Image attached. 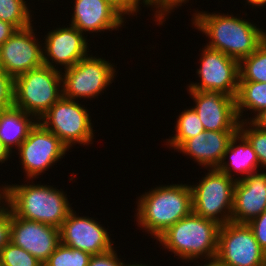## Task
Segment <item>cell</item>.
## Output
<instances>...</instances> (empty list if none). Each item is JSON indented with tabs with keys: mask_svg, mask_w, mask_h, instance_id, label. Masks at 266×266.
I'll return each mask as SVG.
<instances>
[{
	"mask_svg": "<svg viewBox=\"0 0 266 266\" xmlns=\"http://www.w3.org/2000/svg\"><path fill=\"white\" fill-rule=\"evenodd\" d=\"M27 182V184L25 183ZM4 204L17 216L58 229L72 210L67 193L48 184L28 179L22 184H4Z\"/></svg>",
	"mask_w": 266,
	"mask_h": 266,
	"instance_id": "3",
	"label": "cell"
},
{
	"mask_svg": "<svg viewBox=\"0 0 266 266\" xmlns=\"http://www.w3.org/2000/svg\"><path fill=\"white\" fill-rule=\"evenodd\" d=\"M216 258L226 266H261L265 251L247 223L220 226Z\"/></svg>",
	"mask_w": 266,
	"mask_h": 266,
	"instance_id": "11",
	"label": "cell"
},
{
	"mask_svg": "<svg viewBox=\"0 0 266 266\" xmlns=\"http://www.w3.org/2000/svg\"><path fill=\"white\" fill-rule=\"evenodd\" d=\"M116 251L114 247L108 252L92 255L88 266H122L124 260L118 257Z\"/></svg>",
	"mask_w": 266,
	"mask_h": 266,
	"instance_id": "33",
	"label": "cell"
},
{
	"mask_svg": "<svg viewBox=\"0 0 266 266\" xmlns=\"http://www.w3.org/2000/svg\"><path fill=\"white\" fill-rule=\"evenodd\" d=\"M79 101L62 96L38 120L45 128L54 133L67 147L76 144H93L95 130L89 110Z\"/></svg>",
	"mask_w": 266,
	"mask_h": 266,
	"instance_id": "6",
	"label": "cell"
},
{
	"mask_svg": "<svg viewBox=\"0 0 266 266\" xmlns=\"http://www.w3.org/2000/svg\"><path fill=\"white\" fill-rule=\"evenodd\" d=\"M1 266H43L34 256L9 242L0 250Z\"/></svg>",
	"mask_w": 266,
	"mask_h": 266,
	"instance_id": "28",
	"label": "cell"
},
{
	"mask_svg": "<svg viewBox=\"0 0 266 266\" xmlns=\"http://www.w3.org/2000/svg\"><path fill=\"white\" fill-rule=\"evenodd\" d=\"M188 1L189 0H149V8L154 10L153 18H155V23L159 26L163 25L166 19L169 18V15L172 14L171 12H174V10H176L175 8H180Z\"/></svg>",
	"mask_w": 266,
	"mask_h": 266,
	"instance_id": "29",
	"label": "cell"
},
{
	"mask_svg": "<svg viewBox=\"0 0 266 266\" xmlns=\"http://www.w3.org/2000/svg\"><path fill=\"white\" fill-rule=\"evenodd\" d=\"M111 4L125 19L129 16H137L143 7L149 8V0H106Z\"/></svg>",
	"mask_w": 266,
	"mask_h": 266,
	"instance_id": "31",
	"label": "cell"
},
{
	"mask_svg": "<svg viewBox=\"0 0 266 266\" xmlns=\"http://www.w3.org/2000/svg\"><path fill=\"white\" fill-rule=\"evenodd\" d=\"M18 29L0 19V46L9 39Z\"/></svg>",
	"mask_w": 266,
	"mask_h": 266,
	"instance_id": "35",
	"label": "cell"
},
{
	"mask_svg": "<svg viewBox=\"0 0 266 266\" xmlns=\"http://www.w3.org/2000/svg\"><path fill=\"white\" fill-rule=\"evenodd\" d=\"M235 101L240 122L251 120L258 112L266 108V82L239 81ZM246 110L251 111L250 114L253 113L250 115L252 117L245 118Z\"/></svg>",
	"mask_w": 266,
	"mask_h": 266,
	"instance_id": "22",
	"label": "cell"
},
{
	"mask_svg": "<svg viewBox=\"0 0 266 266\" xmlns=\"http://www.w3.org/2000/svg\"><path fill=\"white\" fill-rule=\"evenodd\" d=\"M11 238V210L3 204L0 207V250L3 249Z\"/></svg>",
	"mask_w": 266,
	"mask_h": 266,
	"instance_id": "32",
	"label": "cell"
},
{
	"mask_svg": "<svg viewBox=\"0 0 266 266\" xmlns=\"http://www.w3.org/2000/svg\"><path fill=\"white\" fill-rule=\"evenodd\" d=\"M44 36L43 61L52 69L62 72L89 55L91 44H88V35L85 36L71 24L54 27Z\"/></svg>",
	"mask_w": 266,
	"mask_h": 266,
	"instance_id": "12",
	"label": "cell"
},
{
	"mask_svg": "<svg viewBox=\"0 0 266 266\" xmlns=\"http://www.w3.org/2000/svg\"><path fill=\"white\" fill-rule=\"evenodd\" d=\"M195 261L198 263L196 266H226L224 263L220 262L217 258L205 259L204 261L202 260V262H204L205 264H203V263L201 264L197 260H189V261H185V263H187V262L193 263Z\"/></svg>",
	"mask_w": 266,
	"mask_h": 266,
	"instance_id": "37",
	"label": "cell"
},
{
	"mask_svg": "<svg viewBox=\"0 0 266 266\" xmlns=\"http://www.w3.org/2000/svg\"><path fill=\"white\" fill-rule=\"evenodd\" d=\"M247 224L253 230L256 241L266 252V210Z\"/></svg>",
	"mask_w": 266,
	"mask_h": 266,
	"instance_id": "34",
	"label": "cell"
},
{
	"mask_svg": "<svg viewBox=\"0 0 266 266\" xmlns=\"http://www.w3.org/2000/svg\"><path fill=\"white\" fill-rule=\"evenodd\" d=\"M62 96V74L49 66H40L14 79V106L37 120Z\"/></svg>",
	"mask_w": 266,
	"mask_h": 266,
	"instance_id": "5",
	"label": "cell"
},
{
	"mask_svg": "<svg viewBox=\"0 0 266 266\" xmlns=\"http://www.w3.org/2000/svg\"><path fill=\"white\" fill-rule=\"evenodd\" d=\"M220 224L202 218L194 212L168 227L155 240L163 250L178 259L204 260L216 258Z\"/></svg>",
	"mask_w": 266,
	"mask_h": 266,
	"instance_id": "4",
	"label": "cell"
},
{
	"mask_svg": "<svg viewBox=\"0 0 266 266\" xmlns=\"http://www.w3.org/2000/svg\"><path fill=\"white\" fill-rule=\"evenodd\" d=\"M27 2L28 0H0V19L17 29L29 27L34 20L30 3Z\"/></svg>",
	"mask_w": 266,
	"mask_h": 266,
	"instance_id": "25",
	"label": "cell"
},
{
	"mask_svg": "<svg viewBox=\"0 0 266 266\" xmlns=\"http://www.w3.org/2000/svg\"><path fill=\"white\" fill-rule=\"evenodd\" d=\"M97 218L79 216L72 209L63 221L60 231V243L91 255L102 254L114 248L108 228L96 221Z\"/></svg>",
	"mask_w": 266,
	"mask_h": 266,
	"instance_id": "14",
	"label": "cell"
},
{
	"mask_svg": "<svg viewBox=\"0 0 266 266\" xmlns=\"http://www.w3.org/2000/svg\"><path fill=\"white\" fill-rule=\"evenodd\" d=\"M11 158V152L4 146V144L0 140V164L2 165L5 162L7 164V161H10Z\"/></svg>",
	"mask_w": 266,
	"mask_h": 266,
	"instance_id": "38",
	"label": "cell"
},
{
	"mask_svg": "<svg viewBox=\"0 0 266 266\" xmlns=\"http://www.w3.org/2000/svg\"><path fill=\"white\" fill-rule=\"evenodd\" d=\"M259 168V161L252 145L238 131L229 142L222 162L217 169L237 181L260 171Z\"/></svg>",
	"mask_w": 266,
	"mask_h": 266,
	"instance_id": "20",
	"label": "cell"
},
{
	"mask_svg": "<svg viewBox=\"0 0 266 266\" xmlns=\"http://www.w3.org/2000/svg\"><path fill=\"white\" fill-rule=\"evenodd\" d=\"M91 254L59 244L43 266H88Z\"/></svg>",
	"mask_w": 266,
	"mask_h": 266,
	"instance_id": "26",
	"label": "cell"
},
{
	"mask_svg": "<svg viewBox=\"0 0 266 266\" xmlns=\"http://www.w3.org/2000/svg\"><path fill=\"white\" fill-rule=\"evenodd\" d=\"M187 93L195 102L192 107L205 131H239L240 120L234 97L213 91L187 90Z\"/></svg>",
	"mask_w": 266,
	"mask_h": 266,
	"instance_id": "15",
	"label": "cell"
},
{
	"mask_svg": "<svg viewBox=\"0 0 266 266\" xmlns=\"http://www.w3.org/2000/svg\"><path fill=\"white\" fill-rule=\"evenodd\" d=\"M261 266H266V257L263 259Z\"/></svg>",
	"mask_w": 266,
	"mask_h": 266,
	"instance_id": "42",
	"label": "cell"
},
{
	"mask_svg": "<svg viewBox=\"0 0 266 266\" xmlns=\"http://www.w3.org/2000/svg\"><path fill=\"white\" fill-rule=\"evenodd\" d=\"M10 242L44 264L60 244V231L55 226L17 217L11 211Z\"/></svg>",
	"mask_w": 266,
	"mask_h": 266,
	"instance_id": "16",
	"label": "cell"
},
{
	"mask_svg": "<svg viewBox=\"0 0 266 266\" xmlns=\"http://www.w3.org/2000/svg\"><path fill=\"white\" fill-rule=\"evenodd\" d=\"M136 198L134 220L154 240L193 212L190 184H160Z\"/></svg>",
	"mask_w": 266,
	"mask_h": 266,
	"instance_id": "2",
	"label": "cell"
},
{
	"mask_svg": "<svg viewBox=\"0 0 266 266\" xmlns=\"http://www.w3.org/2000/svg\"><path fill=\"white\" fill-rule=\"evenodd\" d=\"M133 264H131V262H130V264L128 263V261L125 263H123L122 264V266H150V265H146V264H143V263H140V264H138V263H136V262H132ZM135 263V264H134Z\"/></svg>",
	"mask_w": 266,
	"mask_h": 266,
	"instance_id": "41",
	"label": "cell"
},
{
	"mask_svg": "<svg viewBox=\"0 0 266 266\" xmlns=\"http://www.w3.org/2000/svg\"><path fill=\"white\" fill-rule=\"evenodd\" d=\"M114 65L109 59L95 57L93 53L79 60L61 72L63 96L76 101L98 98L111 86L117 75V67Z\"/></svg>",
	"mask_w": 266,
	"mask_h": 266,
	"instance_id": "8",
	"label": "cell"
},
{
	"mask_svg": "<svg viewBox=\"0 0 266 266\" xmlns=\"http://www.w3.org/2000/svg\"><path fill=\"white\" fill-rule=\"evenodd\" d=\"M37 121L33 115L15 106L0 111V140L11 154L27 138Z\"/></svg>",
	"mask_w": 266,
	"mask_h": 266,
	"instance_id": "21",
	"label": "cell"
},
{
	"mask_svg": "<svg viewBox=\"0 0 266 266\" xmlns=\"http://www.w3.org/2000/svg\"><path fill=\"white\" fill-rule=\"evenodd\" d=\"M246 2L247 4L245 3V5L252 6V9L255 7L260 9V7L264 8V6H266V0H246Z\"/></svg>",
	"mask_w": 266,
	"mask_h": 266,
	"instance_id": "39",
	"label": "cell"
},
{
	"mask_svg": "<svg viewBox=\"0 0 266 266\" xmlns=\"http://www.w3.org/2000/svg\"><path fill=\"white\" fill-rule=\"evenodd\" d=\"M4 193H5V186L2 184L0 186V207L4 204Z\"/></svg>",
	"mask_w": 266,
	"mask_h": 266,
	"instance_id": "40",
	"label": "cell"
},
{
	"mask_svg": "<svg viewBox=\"0 0 266 266\" xmlns=\"http://www.w3.org/2000/svg\"><path fill=\"white\" fill-rule=\"evenodd\" d=\"M208 172L191 185L193 212L223 225L231 221L236 180L218 169Z\"/></svg>",
	"mask_w": 266,
	"mask_h": 266,
	"instance_id": "7",
	"label": "cell"
},
{
	"mask_svg": "<svg viewBox=\"0 0 266 266\" xmlns=\"http://www.w3.org/2000/svg\"><path fill=\"white\" fill-rule=\"evenodd\" d=\"M33 26L18 29L0 46V66L14 79L44 65L43 42Z\"/></svg>",
	"mask_w": 266,
	"mask_h": 266,
	"instance_id": "13",
	"label": "cell"
},
{
	"mask_svg": "<svg viewBox=\"0 0 266 266\" xmlns=\"http://www.w3.org/2000/svg\"><path fill=\"white\" fill-rule=\"evenodd\" d=\"M238 131H203L185 140L177 149L205 169H217L229 142Z\"/></svg>",
	"mask_w": 266,
	"mask_h": 266,
	"instance_id": "19",
	"label": "cell"
},
{
	"mask_svg": "<svg viewBox=\"0 0 266 266\" xmlns=\"http://www.w3.org/2000/svg\"><path fill=\"white\" fill-rule=\"evenodd\" d=\"M239 81L266 82V42L239 62Z\"/></svg>",
	"mask_w": 266,
	"mask_h": 266,
	"instance_id": "24",
	"label": "cell"
},
{
	"mask_svg": "<svg viewBox=\"0 0 266 266\" xmlns=\"http://www.w3.org/2000/svg\"><path fill=\"white\" fill-rule=\"evenodd\" d=\"M239 132L249 141L260 165L266 171V130L255 126L250 120L239 123Z\"/></svg>",
	"mask_w": 266,
	"mask_h": 266,
	"instance_id": "27",
	"label": "cell"
},
{
	"mask_svg": "<svg viewBox=\"0 0 266 266\" xmlns=\"http://www.w3.org/2000/svg\"><path fill=\"white\" fill-rule=\"evenodd\" d=\"M233 14L195 10L191 24L208 37L206 46L219 50L240 62L252 54L264 41V29L256 23Z\"/></svg>",
	"mask_w": 266,
	"mask_h": 266,
	"instance_id": "1",
	"label": "cell"
},
{
	"mask_svg": "<svg viewBox=\"0 0 266 266\" xmlns=\"http://www.w3.org/2000/svg\"><path fill=\"white\" fill-rule=\"evenodd\" d=\"M176 118L175 135L169 136L165 145L175 150L187 139L195 137L205 131L201 120L193 107L185 108Z\"/></svg>",
	"mask_w": 266,
	"mask_h": 266,
	"instance_id": "23",
	"label": "cell"
},
{
	"mask_svg": "<svg viewBox=\"0 0 266 266\" xmlns=\"http://www.w3.org/2000/svg\"><path fill=\"white\" fill-rule=\"evenodd\" d=\"M200 52V68L196 75L199 82H191L187 90L213 91L236 98L239 84V62L219 50L206 45Z\"/></svg>",
	"mask_w": 266,
	"mask_h": 266,
	"instance_id": "10",
	"label": "cell"
},
{
	"mask_svg": "<svg viewBox=\"0 0 266 266\" xmlns=\"http://www.w3.org/2000/svg\"><path fill=\"white\" fill-rule=\"evenodd\" d=\"M73 13L69 24L86 35L94 33L115 31L126 24L123 17L106 0H73Z\"/></svg>",
	"mask_w": 266,
	"mask_h": 266,
	"instance_id": "17",
	"label": "cell"
},
{
	"mask_svg": "<svg viewBox=\"0 0 266 266\" xmlns=\"http://www.w3.org/2000/svg\"><path fill=\"white\" fill-rule=\"evenodd\" d=\"M266 210V171H258L237 180L231 221L249 223Z\"/></svg>",
	"mask_w": 266,
	"mask_h": 266,
	"instance_id": "18",
	"label": "cell"
},
{
	"mask_svg": "<svg viewBox=\"0 0 266 266\" xmlns=\"http://www.w3.org/2000/svg\"><path fill=\"white\" fill-rule=\"evenodd\" d=\"M67 152H69L68 147L37 121L14 153H17L21 160L18 162L22 165L23 173L25 172V179L35 180L61 161Z\"/></svg>",
	"mask_w": 266,
	"mask_h": 266,
	"instance_id": "9",
	"label": "cell"
},
{
	"mask_svg": "<svg viewBox=\"0 0 266 266\" xmlns=\"http://www.w3.org/2000/svg\"><path fill=\"white\" fill-rule=\"evenodd\" d=\"M14 106V78L0 66V111Z\"/></svg>",
	"mask_w": 266,
	"mask_h": 266,
	"instance_id": "30",
	"label": "cell"
},
{
	"mask_svg": "<svg viewBox=\"0 0 266 266\" xmlns=\"http://www.w3.org/2000/svg\"><path fill=\"white\" fill-rule=\"evenodd\" d=\"M250 121L255 126L266 130V108L258 112Z\"/></svg>",
	"mask_w": 266,
	"mask_h": 266,
	"instance_id": "36",
	"label": "cell"
},
{
	"mask_svg": "<svg viewBox=\"0 0 266 266\" xmlns=\"http://www.w3.org/2000/svg\"><path fill=\"white\" fill-rule=\"evenodd\" d=\"M264 41L266 42V30H264Z\"/></svg>",
	"mask_w": 266,
	"mask_h": 266,
	"instance_id": "43",
	"label": "cell"
}]
</instances>
